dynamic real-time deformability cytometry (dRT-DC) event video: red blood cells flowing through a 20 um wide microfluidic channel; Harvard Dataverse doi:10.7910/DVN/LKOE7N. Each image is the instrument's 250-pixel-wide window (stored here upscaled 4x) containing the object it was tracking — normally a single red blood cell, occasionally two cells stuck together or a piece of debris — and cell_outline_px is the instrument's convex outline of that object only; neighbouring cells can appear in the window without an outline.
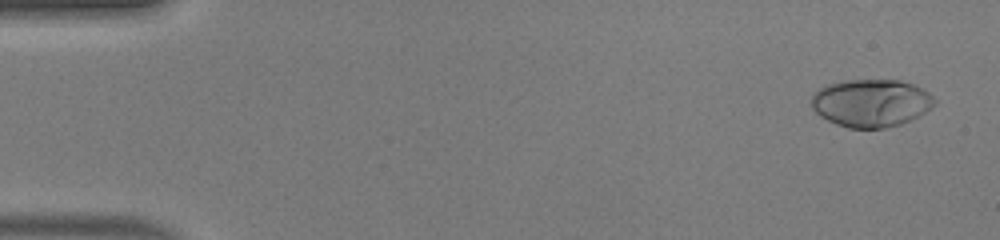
{"species": "human", "species_latin": "Homo sapiens", "temperature_condition": "warm", "stored_images_in_passage": 48, "camera_frame_rate_fps": 3000, "um_per_image_px": 0.085, "donor": {"sex": "male"}, "frame": {"image": 1, "passage_image": 2, "time_ms": 0.333, "image_size_px": [1000, 240], "cell_outline_px": [[936, 104], [924, 112], [900, 124], [884, 128], [848, 128], [836, 124], [820, 116], [812, 108], [812, 96], [820, 88], [828, 84], [844, 80], [900, 80], [924, 88], [936, 100]], "centroid_in_image_um": [74.04, 8.74], "position_along_channel_um": 11.0, "area_um2": 34.1}}
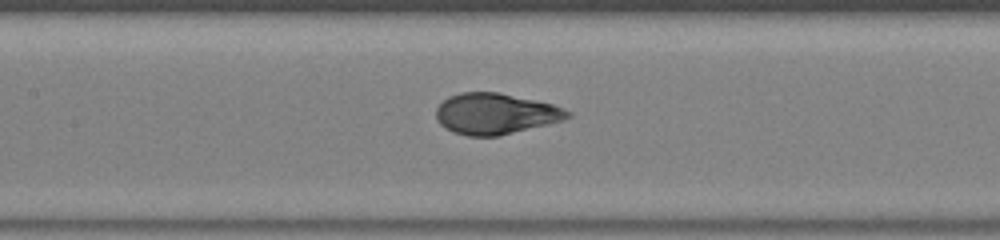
{"frame": {"image": 2, "passage_image": 23, "time_ms": 7.333, "image_size_px": [1000, 240], "cell_outline_px": [[572, 116], [564, 120], [500, 136], [468, 136], [456, 132], [440, 124], [436, 120], [436, 108], [448, 96], [460, 92], [500, 92], [552, 104], [564, 108], [572, 112]], "centroid_in_image_um": [42.14, 9.66], "position_along_channel_um": 165.3, "area_um2": 31.44}}
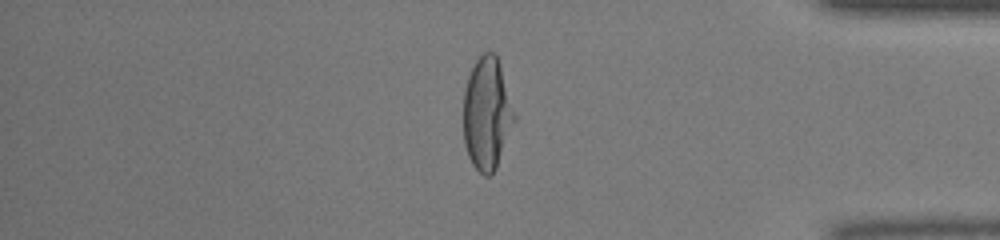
{"frame": {"image": 3, "passage_image": 41, "time_ms": 13.333, "image_size_px": [1000, 240], "cell_outline_px": [[516, 120], [496, 168], [488, 176], [484, 176], [472, 164], [468, 156], [464, 144], [464, 88], [468, 76], [476, 60], [484, 52], [496, 52], [500, 64], [516, 116]], "centroid_in_image_um": [41.4, 9.65], "position_along_channel_um": 393.8, "area_um2": 33.41}, "authors_computed_cell_mechanics": {"area_um2": 32.1368, "velocity_mm_per_s": 4.2356, "shape_relaxation_time_tau1_ms": 4.6182, "shape_relaxation_time_tau2_ms": null, "deformation_change_tau1": 0.2602, "deformation_change_tau2": null}}